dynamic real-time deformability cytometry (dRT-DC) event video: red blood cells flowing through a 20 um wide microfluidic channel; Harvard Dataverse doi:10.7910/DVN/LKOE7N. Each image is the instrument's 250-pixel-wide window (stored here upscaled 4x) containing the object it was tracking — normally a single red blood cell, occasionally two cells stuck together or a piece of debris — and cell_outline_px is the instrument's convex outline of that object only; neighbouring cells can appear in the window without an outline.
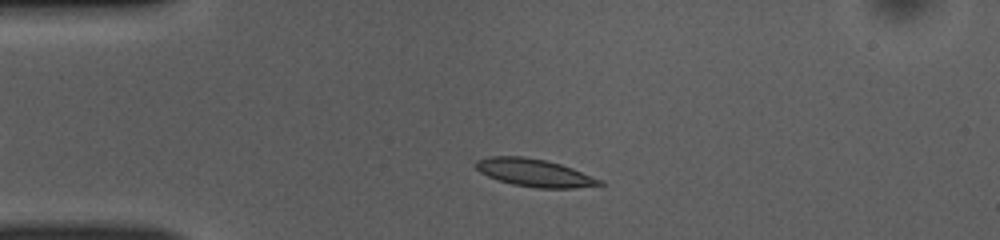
{"species": "common noctule bat (a hibernating species)", "species_latin": "Nyctalus noctula", "temperature_condition": "room temperature", "stored_images_in_passage": 45, "camera_frame_rate_fps": 3000, "um_per_image_px": 0.085, "animal": {"sex": "female", "body_mass_g": 10.0, "forearm_length_mm": 53.1}, "frame": {"image": 1, "passage_image": 6, "time_ms": 1.667, "image_size_px": [1000, 240], "cell_outline_px": [[604, 184], [576, 188], [536, 188], [512, 184], [488, 176], [480, 172], [476, 168], [476, 160], [492, 156], [524, 156], [544, 160], [560, 164], [572, 168], [604, 180]], "centroid_in_image_um": [45.46, 14.69], "position_along_channel_um": 39.5, "area_um2": 19.88}}
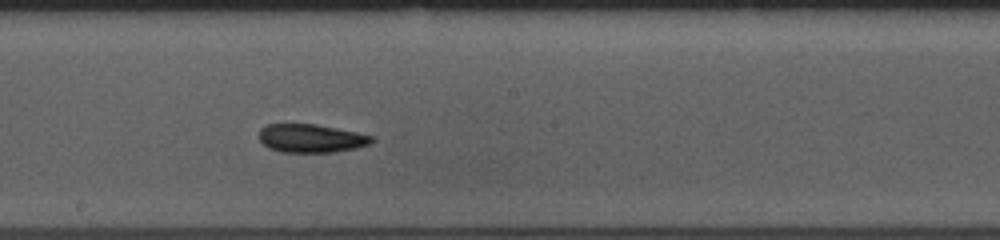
{"frame": {"image": 2, "passage_image": 22, "time_ms": 7.0, "image_size_px": [1000, 240], "cell_outline_px": [[372, 140], [368, 144], [356, 148], [332, 152], [280, 152], [268, 148], [260, 140], [260, 128], [268, 124], [316, 124], [356, 132], [372, 136]], "centroid_in_image_um": [26.4, 11.76], "position_along_channel_um": 221.8, "area_um2": 18.44}}
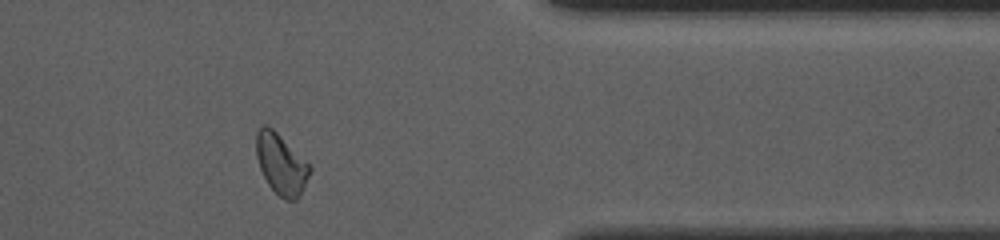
{"frame": {"image": 3, "passage_image": 36, "time_ms": 11.667, "image_size_px": [1000, 240], "cell_outline_px": [[312, 172], [300, 196], [296, 200], [288, 200], [280, 196], [268, 184], [260, 168], [256, 156], [256, 132], [264, 124], [272, 128], [312, 164]], "centroid_in_image_um": [23.94, 13.94], "position_along_channel_um": 387.5, "area_um2": 19.13}, "authors_computed_cell_mechanics": {"area_um2": 19.0162, "velocity_mm_per_s": 3.9248, "shape_relaxation_time_tau1_ms": 3.6082, "shape_relaxation_time_tau2_ms": 7.1827, "deformation_change_tau1": 0.1148, "deformation_change_tau2": 0.1459}}